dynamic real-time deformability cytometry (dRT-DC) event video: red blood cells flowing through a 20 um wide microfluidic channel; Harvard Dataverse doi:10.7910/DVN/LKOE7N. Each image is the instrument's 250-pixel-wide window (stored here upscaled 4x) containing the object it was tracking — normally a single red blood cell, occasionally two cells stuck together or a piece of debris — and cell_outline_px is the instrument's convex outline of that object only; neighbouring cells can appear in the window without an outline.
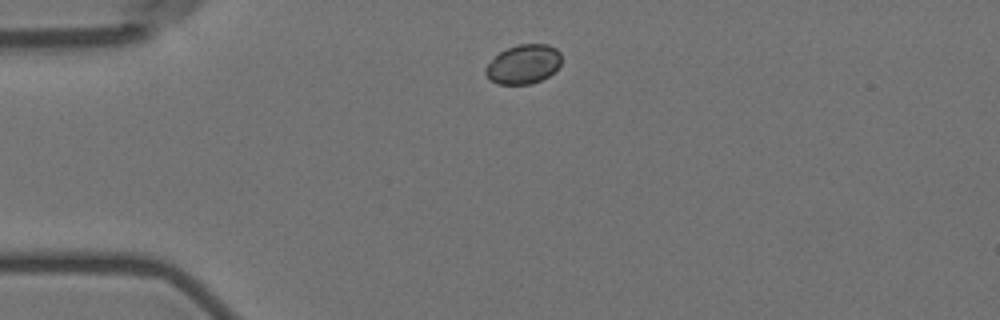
{"species": "Egyptian fruit bat (a non-hibernating species)", "species_latin": "Rousettus aegyptiacus", "temperature_condition": "room temperature", "stored_images_in_passage": 2, "camera_frame_rate_fps": 3000, "um_per_image_px": 0.085, "animal": {"sex": "female"}, "frame": {"image": 1, "passage_image": 1, "time_ms": 0.0, "image_size_px": [1000, 320], "cell_outline_px": [[560, 64], [548, 76], [532, 84], [496, 84], [484, 72], [484, 68], [500, 52], [508, 48], [520, 44], [548, 44], [556, 48], [560, 52]], "centroid_in_image_um": [44.49, 5.46], "position_along_channel_um": 40.5, "area_um2": 17.11}}